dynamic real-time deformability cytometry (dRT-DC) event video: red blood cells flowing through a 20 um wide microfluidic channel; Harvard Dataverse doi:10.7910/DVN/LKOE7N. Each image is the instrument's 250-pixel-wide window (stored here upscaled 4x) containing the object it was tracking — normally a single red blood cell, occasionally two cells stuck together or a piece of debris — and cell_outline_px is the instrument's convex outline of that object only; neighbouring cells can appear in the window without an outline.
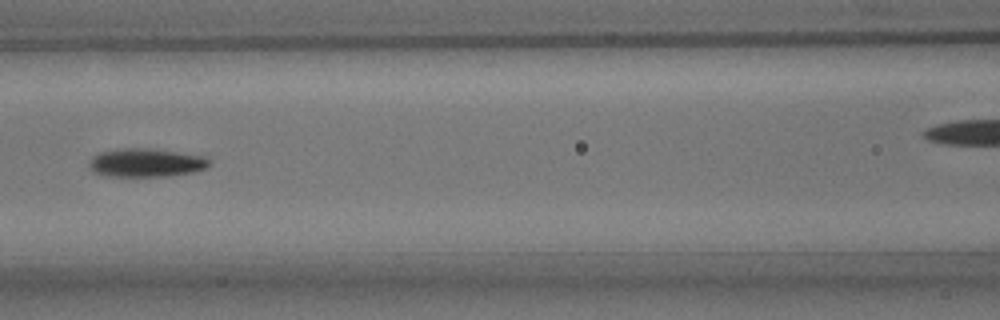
{"species": "common noctule bat (a hibernating species)", "species_latin": "Nyctalus noctula", "temperature_condition": "room temperature", "stored_images_in_passage": 7, "segment_of_instrument_passage": [1, 2], "camera_frame_rate_fps": 3000, "um_per_image_px": 0.085, "animal": {"sex": "male", "body_mass_g": 15.6}, "frame": {"image": 1, "passage_image": 6, "time_ms": 6.0, "image_size_px": [1000, 320], "cell_outline_px": [[212, 164], [208, 168], [196, 172], [168, 176], [104, 176], [88, 168], [88, 164], [92, 156], [100, 152], [120, 148], [152, 148], [204, 156], [212, 160]], "centroid_in_image_um": [12.46, 13.83], "position_along_channel_um": 154.1, "area_um2": 20.35}}